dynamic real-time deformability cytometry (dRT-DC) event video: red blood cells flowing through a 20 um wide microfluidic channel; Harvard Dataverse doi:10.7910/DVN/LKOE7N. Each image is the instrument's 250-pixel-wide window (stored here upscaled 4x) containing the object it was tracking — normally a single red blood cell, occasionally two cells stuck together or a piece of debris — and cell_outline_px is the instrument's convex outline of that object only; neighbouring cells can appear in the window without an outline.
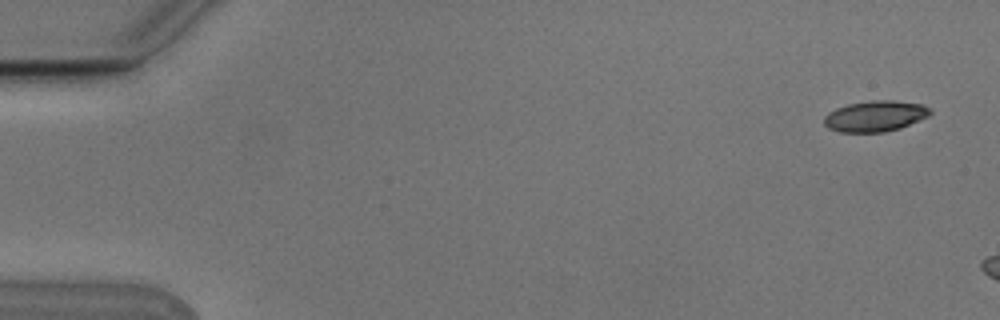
{"species": "Egyptian fruit bat (a non-hibernating species)", "species_latin": "Rousettus aegyptiacus", "temperature_condition": "cold", "stored_images_in_passage": 4, "camera_frame_rate_fps": 3000, "um_per_image_px": 0.085, "animal": {"sex": "male"}, "frame": {"image": 1, "passage_image": 1, "time_ms": 0.0, "image_size_px": [1000, 320], "cell_outline_px": [[932, 112], [928, 116], [900, 128], [884, 132], [840, 132], [828, 128], [824, 124], [824, 116], [828, 112], [836, 108], [848, 104], [872, 100], [892, 100], [924, 104], [932, 108]], "centroid_in_image_um": [74.4, 9.86], "position_along_channel_um": 10.6, "area_um2": 19.19}}